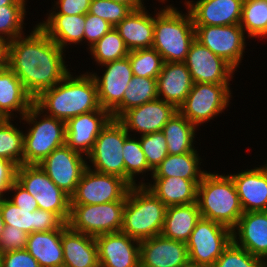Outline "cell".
Here are the masks:
<instances>
[{
	"label": "cell",
	"mask_w": 267,
	"mask_h": 267,
	"mask_svg": "<svg viewBox=\"0 0 267 267\" xmlns=\"http://www.w3.org/2000/svg\"><path fill=\"white\" fill-rule=\"evenodd\" d=\"M13 119L0 118V157L23 165L24 133L11 123Z\"/></svg>",
	"instance_id": "obj_36"
},
{
	"label": "cell",
	"mask_w": 267,
	"mask_h": 267,
	"mask_svg": "<svg viewBox=\"0 0 267 267\" xmlns=\"http://www.w3.org/2000/svg\"><path fill=\"white\" fill-rule=\"evenodd\" d=\"M157 98V79L133 75L125 90L122 102L111 112L112 119H118L129 109Z\"/></svg>",
	"instance_id": "obj_35"
},
{
	"label": "cell",
	"mask_w": 267,
	"mask_h": 267,
	"mask_svg": "<svg viewBox=\"0 0 267 267\" xmlns=\"http://www.w3.org/2000/svg\"><path fill=\"white\" fill-rule=\"evenodd\" d=\"M26 0H0V6L5 5H26Z\"/></svg>",
	"instance_id": "obj_53"
},
{
	"label": "cell",
	"mask_w": 267,
	"mask_h": 267,
	"mask_svg": "<svg viewBox=\"0 0 267 267\" xmlns=\"http://www.w3.org/2000/svg\"><path fill=\"white\" fill-rule=\"evenodd\" d=\"M231 241L230 228L201 217L186 242L189 261L212 267Z\"/></svg>",
	"instance_id": "obj_11"
},
{
	"label": "cell",
	"mask_w": 267,
	"mask_h": 267,
	"mask_svg": "<svg viewBox=\"0 0 267 267\" xmlns=\"http://www.w3.org/2000/svg\"><path fill=\"white\" fill-rule=\"evenodd\" d=\"M29 234L10 225H5L0 236V254L7 251L26 249Z\"/></svg>",
	"instance_id": "obj_45"
},
{
	"label": "cell",
	"mask_w": 267,
	"mask_h": 267,
	"mask_svg": "<svg viewBox=\"0 0 267 267\" xmlns=\"http://www.w3.org/2000/svg\"><path fill=\"white\" fill-rule=\"evenodd\" d=\"M17 166L6 159L0 157V199L6 198L4 193H9V189L16 181Z\"/></svg>",
	"instance_id": "obj_49"
},
{
	"label": "cell",
	"mask_w": 267,
	"mask_h": 267,
	"mask_svg": "<svg viewBox=\"0 0 267 267\" xmlns=\"http://www.w3.org/2000/svg\"><path fill=\"white\" fill-rule=\"evenodd\" d=\"M126 201L97 205H70L67 226L73 231L98 236L121 231Z\"/></svg>",
	"instance_id": "obj_8"
},
{
	"label": "cell",
	"mask_w": 267,
	"mask_h": 267,
	"mask_svg": "<svg viewBox=\"0 0 267 267\" xmlns=\"http://www.w3.org/2000/svg\"><path fill=\"white\" fill-rule=\"evenodd\" d=\"M63 51L35 25L30 35H22L8 43L7 66L35 99L70 73Z\"/></svg>",
	"instance_id": "obj_1"
},
{
	"label": "cell",
	"mask_w": 267,
	"mask_h": 267,
	"mask_svg": "<svg viewBox=\"0 0 267 267\" xmlns=\"http://www.w3.org/2000/svg\"><path fill=\"white\" fill-rule=\"evenodd\" d=\"M62 227L29 234L26 250L41 267H63Z\"/></svg>",
	"instance_id": "obj_31"
},
{
	"label": "cell",
	"mask_w": 267,
	"mask_h": 267,
	"mask_svg": "<svg viewBox=\"0 0 267 267\" xmlns=\"http://www.w3.org/2000/svg\"><path fill=\"white\" fill-rule=\"evenodd\" d=\"M36 25L62 50L84 41L85 15L49 14L46 21Z\"/></svg>",
	"instance_id": "obj_30"
},
{
	"label": "cell",
	"mask_w": 267,
	"mask_h": 267,
	"mask_svg": "<svg viewBox=\"0 0 267 267\" xmlns=\"http://www.w3.org/2000/svg\"><path fill=\"white\" fill-rule=\"evenodd\" d=\"M129 134L124 140L123 157H124V180L130 185H137L135 177L145 172L153 171L149 168L145 154L141 148L140 140L130 137Z\"/></svg>",
	"instance_id": "obj_38"
},
{
	"label": "cell",
	"mask_w": 267,
	"mask_h": 267,
	"mask_svg": "<svg viewBox=\"0 0 267 267\" xmlns=\"http://www.w3.org/2000/svg\"><path fill=\"white\" fill-rule=\"evenodd\" d=\"M114 26L99 16L91 13L85 14L84 40H88L90 49L103 35L109 32Z\"/></svg>",
	"instance_id": "obj_46"
},
{
	"label": "cell",
	"mask_w": 267,
	"mask_h": 267,
	"mask_svg": "<svg viewBox=\"0 0 267 267\" xmlns=\"http://www.w3.org/2000/svg\"><path fill=\"white\" fill-rule=\"evenodd\" d=\"M196 129L197 126L179 111L173 114L162 129L167 142L168 154L180 155L196 150L193 145Z\"/></svg>",
	"instance_id": "obj_34"
},
{
	"label": "cell",
	"mask_w": 267,
	"mask_h": 267,
	"mask_svg": "<svg viewBox=\"0 0 267 267\" xmlns=\"http://www.w3.org/2000/svg\"><path fill=\"white\" fill-rule=\"evenodd\" d=\"M184 63L193 83L230 84L229 80L236 71L196 39L191 43Z\"/></svg>",
	"instance_id": "obj_15"
},
{
	"label": "cell",
	"mask_w": 267,
	"mask_h": 267,
	"mask_svg": "<svg viewBox=\"0 0 267 267\" xmlns=\"http://www.w3.org/2000/svg\"><path fill=\"white\" fill-rule=\"evenodd\" d=\"M0 267H41L26 250L7 251L0 254Z\"/></svg>",
	"instance_id": "obj_47"
},
{
	"label": "cell",
	"mask_w": 267,
	"mask_h": 267,
	"mask_svg": "<svg viewBox=\"0 0 267 267\" xmlns=\"http://www.w3.org/2000/svg\"><path fill=\"white\" fill-rule=\"evenodd\" d=\"M197 205L201 217L231 230L244 213L231 176L206 172L198 184Z\"/></svg>",
	"instance_id": "obj_3"
},
{
	"label": "cell",
	"mask_w": 267,
	"mask_h": 267,
	"mask_svg": "<svg viewBox=\"0 0 267 267\" xmlns=\"http://www.w3.org/2000/svg\"><path fill=\"white\" fill-rule=\"evenodd\" d=\"M197 150L180 155L168 154L153 172L151 178L179 177L183 179H202L206 170H201V158Z\"/></svg>",
	"instance_id": "obj_33"
},
{
	"label": "cell",
	"mask_w": 267,
	"mask_h": 267,
	"mask_svg": "<svg viewBox=\"0 0 267 267\" xmlns=\"http://www.w3.org/2000/svg\"><path fill=\"white\" fill-rule=\"evenodd\" d=\"M128 135L117 119H111L101 130L91 152L85 157L92 163L87 166L94 171L124 179L123 146Z\"/></svg>",
	"instance_id": "obj_10"
},
{
	"label": "cell",
	"mask_w": 267,
	"mask_h": 267,
	"mask_svg": "<svg viewBox=\"0 0 267 267\" xmlns=\"http://www.w3.org/2000/svg\"><path fill=\"white\" fill-rule=\"evenodd\" d=\"M131 11L128 5L113 0H92L89 9V13L99 16L114 27Z\"/></svg>",
	"instance_id": "obj_44"
},
{
	"label": "cell",
	"mask_w": 267,
	"mask_h": 267,
	"mask_svg": "<svg viewBox=\"0 0 267 267\" xmlns=\"http://www.w3.org/2000/svg\"><path fill=\"white\" fill-rule=\"evenodd\" d=\"M244 0L186 1L193 25L225 26L240 24Z\"/></svg>",
	"instance_id": "obj_21"
},
{
	"label": "cell",
	"mask_w": 267,
	"mask_h": 267,
	"mask_svg": "<svg viewBox=\"0 0 267 267\" xmlns=\"http://www.w3.org/2000/svg\"><path fill=\"white\" fill-rule=\"evenodd\" d=\"M127 57L133 75L139 77L157 79L164 63L161 55L153 47L129 51Z\"/></svg>",
	"instance_id": "obj_40"
},
{
	"label": "cell",
	"mask_w": 267,
	"mask_h": 267,
	"mask_svg": "<svg viewBox=\"0 0 267 267\" xmlns=\"http://www.w3.org/2000/svg\"><path fill=\"white\" fill-rule=\"evenodd\" d=\"M195 39L223 58L235 70L243 59L245 33L239 24L225 26L194 25Z\"/></svg>",
	"instance_id": "obj_13"
},
{
	"label": "cell",
	"mask_w": 267,
	"mask_h": 267,
	"mask_svg": "<svg viewBox=\"0 0 267 267\" xmlns=\"http://www.w3.org/2000/svg\"><path fill=\"white\" fill-rule=\"evenodd\" d=\"M0 211L5 225L15 226L27 234L59 230L65 224L54 212L42 209H20L7 197L0 199Z\"/></svg>",
	"instance_id": "obj_23"
},
{
	"label": "cell",
	"mask_w": 267,
	"mask_h": 267,
	"mask_svg": "<svg viewBox=\"0 0 267 267\" xmlns=\"http://www.w3.org/2000/svg\"><path fill=\"white\" fill-rule=\"evenodd\" d=\"M143 6L132 10L115 26L129 51L151 48L154 39V17Z\"/></svg>",
	"instance_id": "obj_28"
},
{
	"label": "cell",
	"mask_w": 267,
	"mask_h": 267,
	"mask_svg": "<svg viewBox=\"0 0 267 267\" xmlns=\"http://www.w3.org/2000/svg\"><path fill=\"white\" fill-rule=\"evenodd\" d=\"M34 104L46 115L67 122L72 117L102 109L94 78L88 72L72 76L71 72L50 89L44 90Z\"/></svg>",
	"instance_id": "obj_2"
},
{
	"label": "cell",
	"mask_w": 267,
	"mask_h": 267,
	"mask_svg": "<svg viewBox=\"0 0 267 267\" xmlns=\"http://www.w3.org/2000/svg\"><path fill=\"white\" fill-rule=\"evenodd\" d=\"M100 267H140V241L122 231L95 237Z\"/></svg>",
	"instance_id": "obj_17"
},
{
	"label": "cell",
	"mask_w": 267,
	"mask_h": 267,
	"mask_svg": "<svg viewBox=\"0 0 267 267\" xmlns=\"http://www.w3.org/2000/svg\"><path fill=\"white\" fill-rule=\"evenodd\" d=\"M16 181L36 199L39 209L54 212L67 223L70 215V196L38 165L18 166Z\"/></svg>",
	"instance_id": "obj_7"
},
{
	"label": "cell",
	"mask_w": 267,
	"mask_h": 267,
	"mask_svg": "<svg viewBox=\"0 0 267 267\" xmlns=\"http://www.w3.org/2000/svg\"><path fill=\"white\" fill-rule=\"evenodd\" d=\"M248 37L267 36V1L244 0L239 24Z\"/></svg>",
	"instance_id": "obj_37"
},
{
	"label": "cell",
	"mask_w": 267,
	"mask_h": 267,
	"mask_svg": "<svg viewBox=\"0 0 267 267\" xmlns=\"http://www.w3.org/2000/svg\"><path fill=\"white\" fill-rule=\"evenodd\" d=\"M192 86L191 74L184 62L163 63L157 77L158 98L173 104L178 109Z\"/></svg>",
	"instance_id": "obj_26"
},
{
	"label": "cell",
	"mask_w": 267,
	"mask_h": 267,
	"mask_svg": "<svg viewBox=\"0 0 267 267\" xmlns=\"http://www.w3.org/2000/svg\"><path fill=\"white\" fill-rule=\"evenodd\" d=\"M14 193L11 198H7L11 203L20 209H39L36 199L30 195L17 181H15L9 192Z\"/></svg>",
	"instance_id": "obj_50"
},
{
	"label": "cell",
	"mask_w": 267,
	"mask_h": 267,
	"mask_svg": "<svg viewBox=\"0 0 267 267\" xmlns=\"http://www.w3.org/2000/svg\"><path fill=\"white\" fill-rule=\"evenodd\" d=\"M180 267H204V266L198 265L196 263H193V262L188 261L186 264L181 265Z\"/></svg>",
	"instance_id": "obj_54"
},
{
	"label": "cell",
	"mask_w": 267,
	"mask_h": 267,
	"mask_svg": "<svg viewBox=\"0 0 267 267\" xmlns=\"http://www.w3.org/2000/svg\"><path fill=\"white\" fill-rule=\"evenodd\" d=\"M112 119L106 109L94 110L72 117L66 122V145L87 156L101 130Z\"/></svg>",
	"instance_id": "obj_19"
},
{
	"label": "cell",
	"mask_w": 267,
	"mask_h": 267,
	"mask_svg": "<svg viewBox=\"0 0 267 267\" xmlns=\"http://www.w3.org/2000/svg\"><path fill=\"white\" fill-rule=\"evenodd\" d=\"M8 43L0 39V71L7 67Z\"/></svg>",
	"instance_id": "obj_51"
},
{
	"label": "cell",
	"mask_w": 267,
	"mask_h": 267,
	"mask_svg": "<svg viewBox=\"0 0 267 267\" xmlns=\"http://www.w3.org/2000/svg\"><path fill=\"white\" fill-rule=\"evenodd\" d=\"M230 176L243 212L267 211V169L264 165Z\"/></svg>",
	"instance_id": "obj_24"
},
{
	"label": "cell",
	"mask_w": 267,
	"mask_h": 267,
	"mask_svg": "<svg viewBox=\"0 0 267 267\" xmlns=\"http://www.w3.org/2000/svg\"><path fill=\"white\" fill-rule=\"evenodd\" d=\"M91 1L92 0H57L54 5L56 8L53 7V10H50L49 14L85 15L89 12Z\"/></svg>",
	"instance_id": "obj_48"
},
{
	"label": "cell",
	"mask_w": 267,
	"mask_h": 267,
	"mask_svg": "<svg viewBox=\"0 0 267 267\" xmlns=\"http://www.w3.org/2000/svg\"><path fill=\"white\" fill-rule=\"evenodd\" d=\"M42 114L43 112L34 104L21 118L31 125L27 133H24L25 165H39L54 149L66 144V122Z\"/></svg>",
	"instance_id": "obj_6"
},
{
	"label": "cell",
	"mask_w": 267,
	"mask_h": 267,
	"mask_svg": "<svg viewBox=\"0 0 267 267\" xmlns=\"http://www.w3.org/2000/svg\"><path fill=\"white\" fill-rule=\"evenodd\" d=\"M230 84L193 83L178 111L195 126L210 121L229 106Z\"/></svg>",
	"instance_id": "obj_9"
},
{
	"label": "cell",
	"mask_w": 267,
	"mask_h": 267,
	"mask_svg": "<svg viewBox=\"0 0 267 267\" xmlns=\"http://www.w3.org/2000/svg\"><path fill=\"white\" fill-rule=\"evenodd\" d=\"M177 111L173 104L157 98L129 109L117 120L128 133L134 130L139 132L137 134L145 135L162 131L164 125Z\"/></svg>",
	"instance_id": "obj_18"
},
{
	"label": "cell",
	"mask_w": 267,
	"mask_h": 267,
	"mask_svg": "<svg viewBox=\"0 0 267 267\" xmlns=\"http://www.w3.org/2000/svg\"><path fill=\"white\" fill-rule=\"evenodd\" d=\"M63 267H100L94 236L62 226Z\"/></svg>",
	"instance_id": "obj_25"
},
{
	"label": "cell",
	"mask_w": 267,
	"mask_h": 267,
	"mask_svg": "<svg viewBox=\"0 0 267 267\" xmlns=\"http://www.w3.org/2000/svg\"><path fill=\"white\" fill-rule=\"evenodd\" d=\"M212 267H267V264L231 241Z\"/></svg>",
	"instance_id": "obj_42"
},
{
	"label": "cell",
	"mask_w": 267,
	"mask_h": 267,
	"mask_svg": "<svg viewBox=\"0 0 267 267\" xmlns=\"http://www.w3.org/2000/svg\"><path fill=\"white\" fill-rule=\"evenodd\" d=\"M91 55L98 66L126 58L129 50L118 31L113 27L90 48Z\"/></svg>",
	"instance_id": "obj_39"
},
{
	"label": "cell",
	"mask_w": 267,
	"mask_h": 267,
	"mask_svg": "<svg viewBox=\"0 0 267 267\" xmlns=\"http://www.w3.org/2000/svg\"><path fill=\"white\" fill-rule=\"evenodd\" d=\"M33 105V97L15 73L8 66L0 71V118L12 119L16 111L21 119Z\"/></svg>",
	"instance_id": "obj_27"
},
{
	"label": "cell",
	"mask_w": 267,
	"mask_h": 267,
	"mask_svg": "<svg viewBox=\"0 0 267 267\" xmlns=\"http://www.w3.org/2000/svg\"><path fill=\"white\" fill-rule=\"evenodd\" d=\"M188 261L185 242L162 234L140 241V267H180Z\"/></svg>",
	"instance_id": "obj_20"
},
{
	"label": "cell",
	"mask_w": 267,
	"mask_h": 267,
	"mask_svg": "<svg viewBox=\"0 0 267 267\" xmlns=\"http://www.w3.org/2000/svg\"><path fill=\"white\" fill-rule=\"evenodd\" d=\"M167 206L145 185L131 186L127 192L121 231L142 241L163 230Z\"/></svg>",
	"instance_id": "obj_4"
},
{
	"label": "cell",
	"mask_w": 267,
	"mask_h": 267,
	"mask_svg": "<svg viewBox=\"0 0 267 267\" xmlns=\"http://www.w3.org/2000/svg\"><path fill=\"white\" fill-rule=\"evenodd\" d=\"M154 16L152 47L164 62H184L195 40V27L189 11L182 14L177 8L167 5Z\"/></svg>",
	"instance_id": "obj_5"
},
{
	"label": "cell",
	"mask_w": 267,
	"mask_h": 267,
	"mask_svg": "<svg viewBox=\"0 0 267 267\" xmlns=\"http://www.w3.org/2000/svg\"><path fill=\"white\" fill-rule=\"evenodd\" d=\"M26 5L0 6V39L7 43L24 35Z\"/></svg>",
	"instance_id": "obj_41"
},
{
	"label": "cell",
	"mask_w": 267,
	"mask_h": 267,
	"mask_svg": "<svg viewBox=\"0 0 267 267\" xmlns=\"http://www.w3.org/2000/svg\"><path fill=\"white\" fill-rule=\"evenodd\" d=\"M201 219L197 202L169 206L166 210L162 235L172 240L187 242L197 222Z\"/></svg>",
	"instance_id": "obj_32"
},
{
	"label": "cell",
	"mask_w": 267,
	"mask_h": 267,
	"mask_svg": "<svg viewBox=\"0 0 267 267\" xmlns=\"http://www.w3.org/2000/svg\"><path fill=\"white\" fill-rule=\"evenodd\" d=\"M4 227H5V224H4V221H3V218H2V214H1V211H0V236H1V233L3 232V230H4Z\"/></svg>",
	"instance_id": "obj_55"
},
{
	"label": "cell",
	"mask_w": 267,
	"mask_h": 267,
	"mask_svg": "<svg viewBox=\"0 0 267 267\" xmlns=\"http://www.w3.org/2000/svg\"><path fill=\"white\" fill-rule=\"evenodd\" d=\"M130 187L121 177L100 173L87 167L75 192L70 196V205H97L126 201Z\"/></svg>",
	"instance_id": "obj_12"
},
{
	"label": "cell",
	"mask_w": 267,
	"mask_h": 267,
	"mask_svg": "<svg viewBox=\"0 0 267 267\" xmlns=\"http://www.w3.org/2000/svg\"><path fill=\"white\" fill-rule=\"evenodd\" d=\"M83 154L66 144L54 149L38 166L67 195L71 196L87 166Z\"/></svg>",
	"instance_id": "obj_14"
},
{
	"label": "cell",
	"mask_w": 267,
	"mask_h": 267,
	"mask_svg": "<svg viewBox=\"0 0 267 267\" xmlns=\"http://www.w3.org/2000/svg\"><path fill=\"white\" fill-rule=\"evenodd\" d=\"M152 179L154 180L153 184L152 182L151 184L139 182V185H145L167 207L195 203L198 184L202 180L179 177Z\"/></svg>",
	"instance_id": "obj_29"
},
{
	"label": "cell",
	"mask_w": 267,
	"mask_h": 267,
	"mask_svg": "<svg viewBox=\"0 0 267 267\" xmlns=\"http://www.w3.org/2000/svg\"><path fill=\"white\" fill-rule=\"evenodd\" d=\"M140 145L149 168L154 172L168 155V147L162 131L141 135Z\"/></svg>",
	"instance_id": "obj_43"
},
{
	"label": "cell",
	"mask_w": 267,
	"mask_h": 267,
	"mask_svg": "<svg viewBox=\"0 0 267 267\" xmlns=\"http://www.w3.org/2000/svg\"><path fill=\"white\" fill-rule=\"evenodd\" d=\"M128 5L132 10L142 8L144 6L143 0H113Z\"/></svg>",
	"instance_id": "obj_52"
},
{
	"label": "cell",
	"mask_w": 267,
	"mask_h": 267,
	"mask_svg": "<svg viewBox=\"0 0 267 267\" xmlns=\"http://www.w3.org/2000/svg\"><path fill=\"white\" fill-rule=\"evenodd\" d=\"M106 67L104 74L89 72L95 80L98 100L102 109L110 113L122 102L128 83L133 77L129 58H123L103 64Z\"/></svg>",
	"instance_id": "obj_16"
},
{
	"label": "cell",
	"mask_w": 267,
	"mask_h": 267,
	"mask_svg": "<svg viewBox=\"0 0 267 267\" xmlns=\"http://www.w3.org/2000/svg\"><path fill=\"white\" fill-rule=\"evenodd\" d=\"M232 241L267 264V211L244 212L232 229Z\"/></svg>",
	"instance_id": "obj_22"
}]
</instances>
